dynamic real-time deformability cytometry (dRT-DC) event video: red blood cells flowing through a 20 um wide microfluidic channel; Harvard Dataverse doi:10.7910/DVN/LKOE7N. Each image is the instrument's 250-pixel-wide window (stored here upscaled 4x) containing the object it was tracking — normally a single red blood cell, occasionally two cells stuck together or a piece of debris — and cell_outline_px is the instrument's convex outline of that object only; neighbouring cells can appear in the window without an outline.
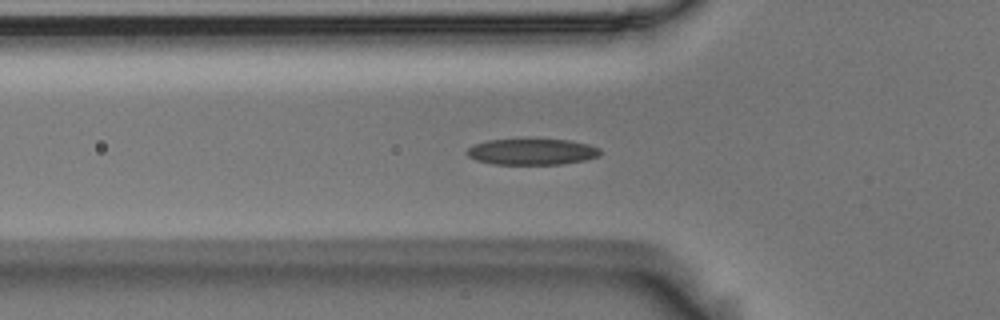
{"species": "Egyptian fruit bat (a non-hibernating species)", "species_latin": "Rousettus aegyptiacus", "temperature_condition": "room temperature", "stored_images_in_passage": 55, "camera_frame_rate_fps": 3000, "um_per_image_px": 0.085, "animal": {"sex": "male"}, "frame": {"image": 1, "passage_image": 18, "time_ms": 5.667, "image_size_px": [1000, 320], "cell_outline_px": [[600, 156], [584, 160], [560, 164], [492, 164], [476, 160], [468, 156], [468, 148], [476, 144], [488, 140], [568, 140], [588, 144], [600, 148]], "centroid_in_image_um": [45.24, 12.91], "position_along_channel_um": 80.6, "area_um2": 19.94}}
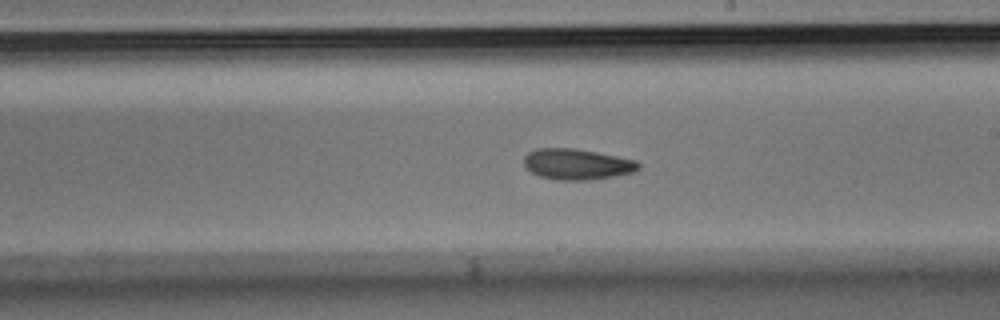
{"frame": {"image": 2, "passage_image": 31, "time_ms": 10.0, "image_size_px": [1000, 320], "cell_outline_px": [[640, 168], [636, 172], [616, 176], [588, 180], [556, 180], [540, 176], [524, 168], [524, 156], [528, 152], [536, 148], [576, 148], [636, 160], [640, 164]], "centroid_in_image_um": [49.04, 13.96], "position_along_channel_um": 240.0, "area_um2": 20.81}}
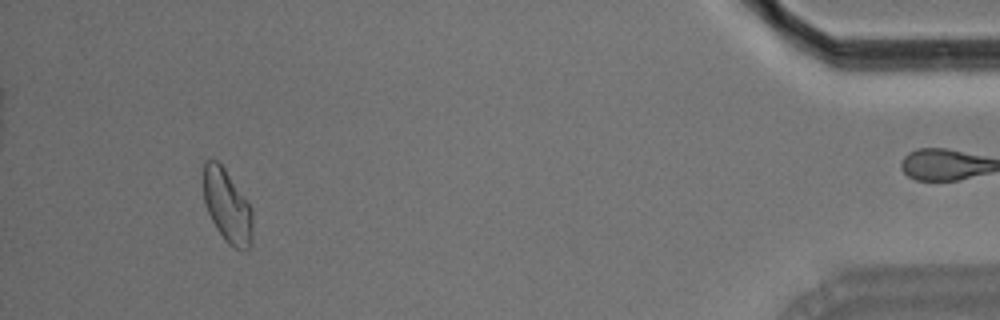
{"frame": {"image": 3, "passage_image": 51, "time_ms": 16.667, "image_size_px": [1000, 320], "cell_outline_px": [[252, 244], [244, 252], [228, 244], [216, 228], [208, 212], [204, 200], [204, 160], [208, 156], [216, 160], [224, 168], [244, 196], [252, 208]], "centroid_in_image_um": [19.32, 17.52], "position_along_channel_um": 415.9, "area_um2": 20.98}, "authors_computed_cell_mechanics": {"area_um2": 20.519, "velocity_mm_per_s": 3.6605, "shape_relaxation_time_tau1_ms": 3.8091, "shape_relaxation_time_tau2_ms": 4.5571, "deformation_change_tau1": 0.1188, "deformation_change_tau2": 0.105}}